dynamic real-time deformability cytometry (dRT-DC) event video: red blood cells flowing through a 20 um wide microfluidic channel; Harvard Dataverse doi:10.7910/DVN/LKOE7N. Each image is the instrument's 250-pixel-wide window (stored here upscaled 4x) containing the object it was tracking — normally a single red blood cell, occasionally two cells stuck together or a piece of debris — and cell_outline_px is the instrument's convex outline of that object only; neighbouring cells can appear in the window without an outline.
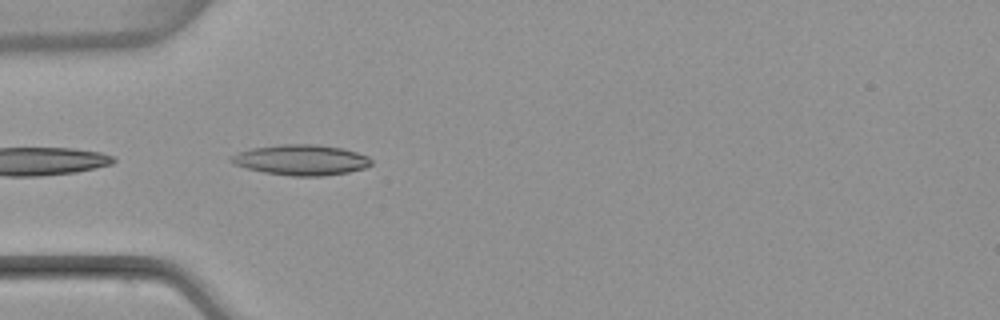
{"species": "common noctule bat (a hibernating species)", "species_latin": "Nyctalus noctula", "temperature_condition": "warm", "stored_images_in_passage": 3, "camera_frame_rate_fps": 3000, "um_per_image_px": 0.085, "animal": {"sex": "female", "body_mass_g": 22.7, "forearm_length_mm": 54.2}, "frame": {"image": 1, "passage_image": 3, "time_ms": 2.333, "image_size_px": [1000, 320], "cell_outline_px": [[372, 164], [364, 168], [348, 172], [324, 176], [292, 176], [264, 172], [248, 168], [236, 164], [228, 160], [228, 156], [252, 148], [280, 144], [316, 144], [344, 148], [368, 156], [372, 160]], "centroid_in_image_um": [25.62, 13.59], "position_along_channel_um": 59.4, "area_um2": 24.91}}